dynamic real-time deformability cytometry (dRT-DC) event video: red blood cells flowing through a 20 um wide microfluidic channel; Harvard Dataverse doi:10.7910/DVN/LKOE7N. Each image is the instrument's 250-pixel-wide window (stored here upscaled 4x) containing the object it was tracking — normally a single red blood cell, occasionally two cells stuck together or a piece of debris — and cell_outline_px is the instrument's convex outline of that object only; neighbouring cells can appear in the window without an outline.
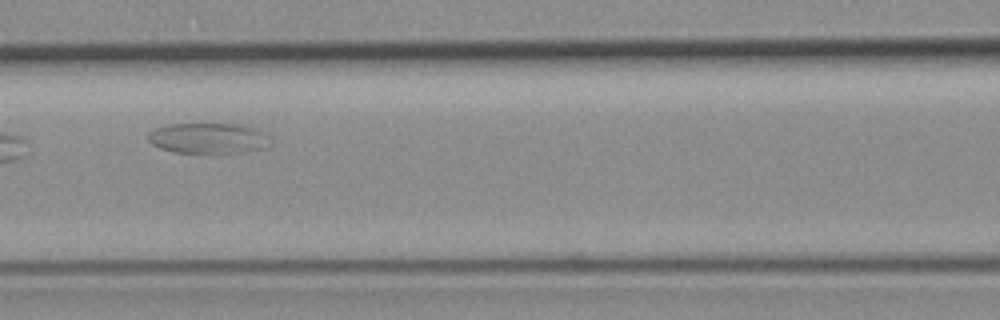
{"species": "common noctule bat (a hibernating species)", "species_latin": "Nyctalus noctula", "temperature_condition": "room temperature", "stored_images_in_passage": 7, "camera_frame_rate_fps": 3000, "um_per_image_px": 0.085, "animal": {"sex": "female", "body_mass_g": 19.3, "forearm_length_mm": 54.1}, "frame": {"image": 1, "passage_image": 4, "time_ms": 1.0, "image_size_px": [1000, 320], "cell_outline_px": [[268, 148], [244, 152], [176, 152], [160, 148], [152, 144], [148, 140], [148, 132], [156, 128], [168, 124], [240, 124], [256, 128], [260, 132]], "centroid_in_image_um": [17.61, 11.74], "position_along_channel_um": 149.0, "area_um2": 21.21}}
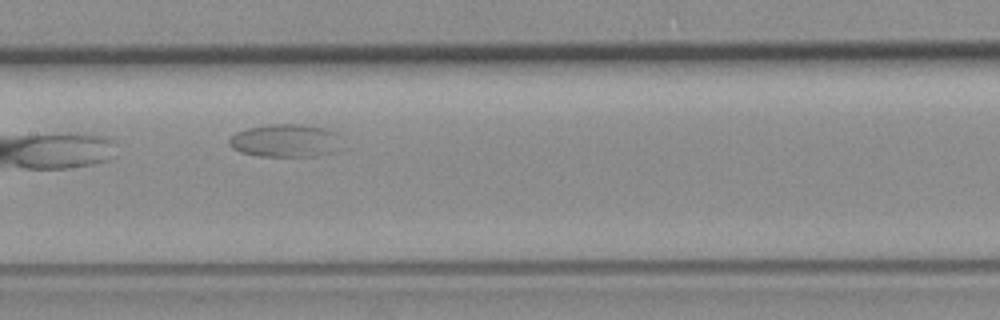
{"frame": {"image": 2, "passage_image": 5, "time_ms": 1.333, "image_size_px": [1000, 320], "cell_outline_px": [[348, 148], [340, 152], [312, 156], [260, 156], [240, 152], [232, 148], [228, 144], [228, 140], [236, 132], [248, 128], [268, 124], [304, 124], [324, 128], [336, 132], [340, 136]], "centroid_in_image_um": [24.4, 11.96], "position_along_channel_um": 183.0, "area_um2": 22.43}}
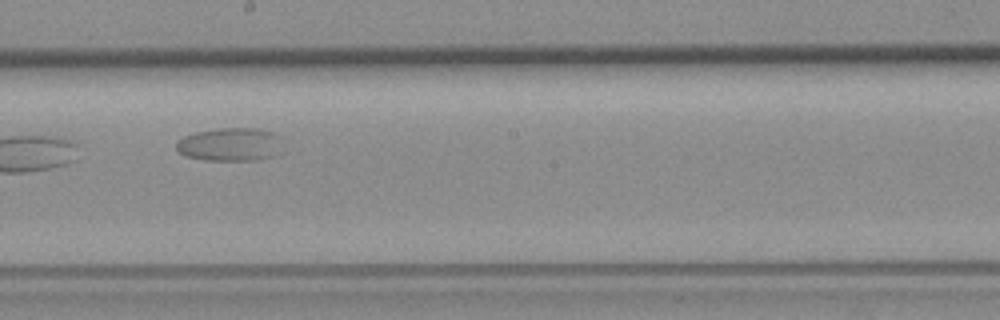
{"frame": {"image": 3, "passage_image": 6, "time_ms": 1.667, "image_size_px": [1000, 320], "cell_outline_px": [[284, 136], [272, 156], [256, 160], [208, 160], [184, 156], [176, 148], [176, 140], [184, 136], [196, 132], [216, 128], [260, 128]], "centroid_in_image_um": [19.53, 12.25], "position_along_channel_um": 228.7, "area_um2": 20.63}}